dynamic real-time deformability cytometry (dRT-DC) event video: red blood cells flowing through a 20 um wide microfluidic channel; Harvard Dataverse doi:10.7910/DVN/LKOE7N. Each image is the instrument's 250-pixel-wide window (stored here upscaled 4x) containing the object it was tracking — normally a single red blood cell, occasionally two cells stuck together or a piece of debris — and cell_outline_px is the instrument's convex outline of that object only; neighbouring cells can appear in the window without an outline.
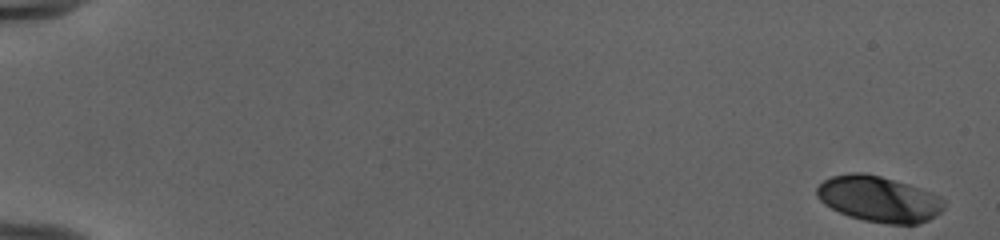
{"species": "human", "species_latin": "Homo sapiens", "temperature_condition": "cold", "stored_images_in_passage": 53, "camera_frame_rate_fps": 3000, "um_per_image_px": 0.085, "donor": {"sex": "female"}, "frame": {"image": 1, "passage_image": 1, "time_ms": 0.0, "image_size_px": [1000, 240], "cell_outline_px": [[944, 208], [940, 212], [928, 220], [916, 224], [888, 224], [864, 220], [848, 216], [824, 204], [816, 196], [816, 188], [824, 180], [832, 176], [852, 172], [860, 172], [880, 176], [908, 184], [932, 192], [940, 196], [944, 200]], "centroid_in_image_um": [74.7, 16.91], "position_along_channel_um": 10.3, "area_um2": 33.93}}
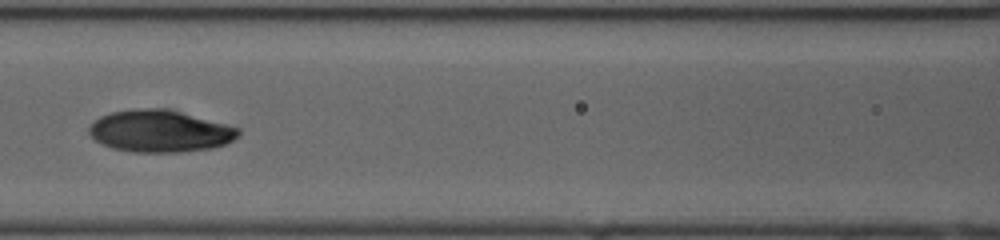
{"frame": {"image": 2, "passage_image": 26, "time_ms": 8.333, "image_size_px": [1000, 240], "cell_outline_px": [[240, 136], [224, 144], [212, 148], [184, 152], [132, 152], [112, 148], [96, 140], [88, 132], [88, 128], [100, 116], [112, 112], [136, 108], [160, 108], [240, 128]], "centroid_in_image_um": [13.57, 11.16], "position_along_channel_um": 153.0, "area_um2": 36.01}}
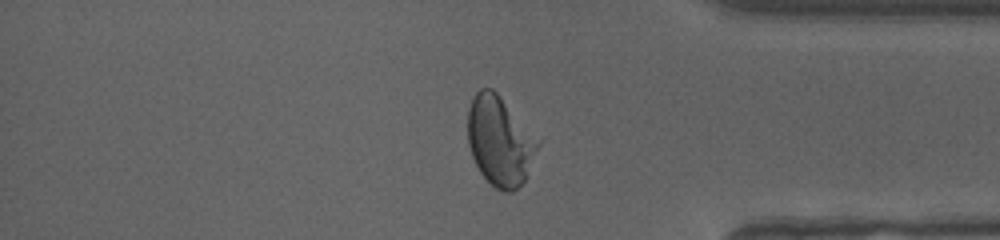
{"frame": {"image": 3, "passage_image": 45, "time_ms": 14.667, "image_size_px": [1000, 240], "cell_outline_px": [[540, 144], [524, 180], [512, 192], [504, 192], [496, 188], [480, 172], [472, 156], [468, 144], [468, 108], [476, 92], [480, 88], [492, 88], [500, 96], [540, 140]], "centroid_in_image_um": [42.48, 11.97], "position_along_channel_um": 392.7, "area_um2": 36.13}, "authors_computed_cell_mechanics": {"area_um2": 35.2002, "velocity_mm_per_s": 3.9784, "shape_relaxation_time_tau1_ms": 4.7426, "shape_relaxation_time_tau2_ms": 0.9175, "deformation_change_tau1": 0.1733, "deformation_change_tau2": 0.0478}}